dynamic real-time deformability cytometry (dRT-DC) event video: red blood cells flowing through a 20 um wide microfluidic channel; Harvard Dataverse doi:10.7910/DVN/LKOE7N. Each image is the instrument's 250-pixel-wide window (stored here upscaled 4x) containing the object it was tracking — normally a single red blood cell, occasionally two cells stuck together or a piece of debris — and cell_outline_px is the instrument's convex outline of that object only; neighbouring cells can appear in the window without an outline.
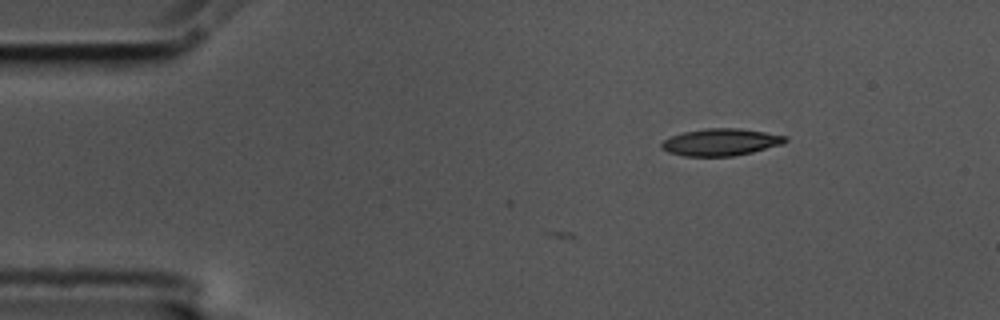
{"species": "common noctule bat (a hibernating species)", "species_latin": "Nyctalus noctula", "temperature_condition": "cold", "stored_images_in_passage": 5, "camera_frame_rate_fps": 3000, "um_per_image_px": 0.085, "animal": {"sex": "male", "body_mass_g": 17.5, "forearm_length_mm": 52.3}, "frame": {"image": 1, "passage_image": 1, "time_ms": 0.0, "image_size_px": [1000, 320], "cell_outline_px": [[788, 140], [784, 144], [752, 152], [732, 156], [684, 156], [668, 152], [660, 148], [660, 144], [664, 140], [672, 136], [684, 132], [708, 128], [740, 128], [788, 136]], "centroid_in_image_um": [61.29, 12.08], "position_along_channel_um": 23.7, "area_um2": 19.54}}